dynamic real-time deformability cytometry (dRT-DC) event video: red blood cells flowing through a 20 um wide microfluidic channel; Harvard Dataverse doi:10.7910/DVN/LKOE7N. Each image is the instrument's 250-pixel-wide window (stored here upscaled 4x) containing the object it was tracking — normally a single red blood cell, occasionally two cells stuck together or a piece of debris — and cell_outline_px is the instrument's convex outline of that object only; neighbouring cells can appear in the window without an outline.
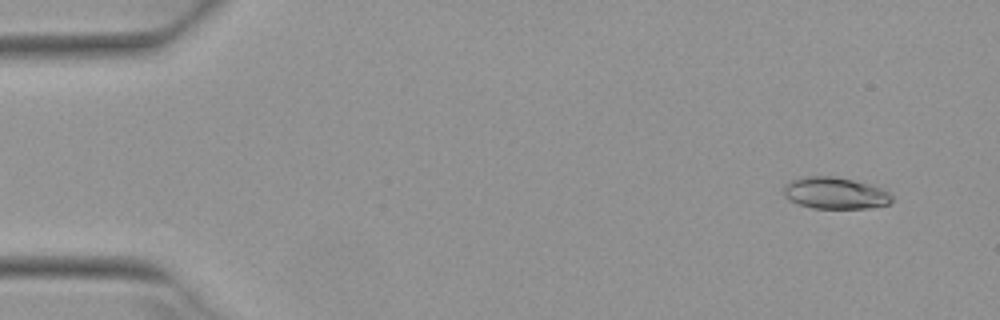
{"species": "Egyptian fruit bat (a non-hibernating species)", "species_latin": "Rousettus aegyptiacus", "temperature_condition": "warm", "stored_images_in_passage": 4, "camera_frame_rate_fps": 3000, "um_per_image_px": 0.085, "animal": {"sex": "female"}, "frame": {"image": 1, "passage_image": 1, "time_ms": 0.0, "image_size_px": [1000, 320], "cell_outline_px": [[892, 200], [888, 204], [868, 208], [812, 208], [800, 204], [784, 196], [784, 184], [788, 180], [804, 176], [836, 176], [852, 180], [880, 188], [888, 192], [892, 196]], "centroid_in_image_um": [70.94, 16.4], "position_along_channel_um": 14.1, "area_um2": 19.83}}
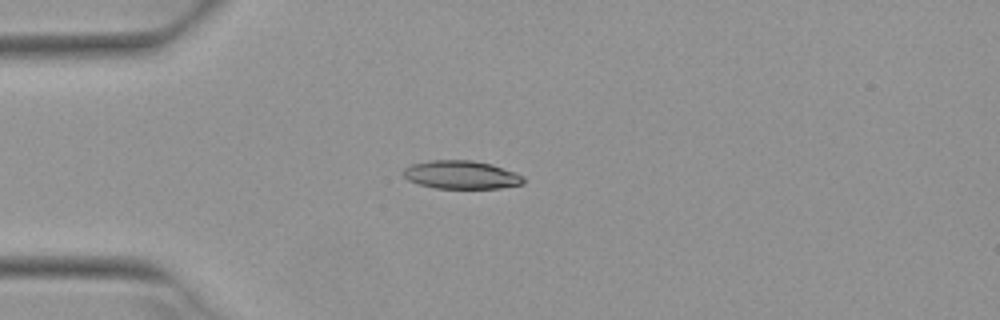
{"frame": {"image": 2, "passage_image": 4, "time_ms": 1.0, "image_size_px": [1000, 320], "cell_outline_px": [[524, 184], [500, 188], [436, 188], [420, 184], [408, 180], [400, 172], [404, 168], [412, 164], [432, 160], [472, 160], [492, 164], [524, 176]], "centroid_in_image_um": [39.2, 14.85], "position_along_channel_um": 45.8, "area_um2": 19.77}}